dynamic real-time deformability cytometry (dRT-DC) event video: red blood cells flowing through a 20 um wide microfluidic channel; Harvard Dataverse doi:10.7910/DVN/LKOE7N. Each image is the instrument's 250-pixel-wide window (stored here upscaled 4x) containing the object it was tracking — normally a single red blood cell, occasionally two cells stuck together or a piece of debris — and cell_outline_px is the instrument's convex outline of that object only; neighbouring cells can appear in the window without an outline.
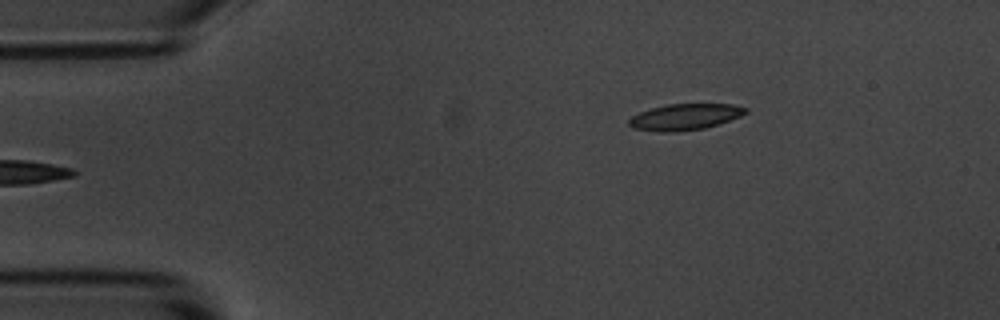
{"species": "common noctule bat (a hibernating species)", "species_latin": "Nyctalus noctula", "temperature_condition": "room temperature", "stored_images_in_passage": 4, "camera_frame_rate_fps": 3000, "um_per_image_px": 0.085, "animal": {"sex": "male", "body_mass_g": 20.1, "forearm_length_mm": 53.5}, "frame": {"image": 1, "passage_image": 4, "time_ms": 4.333, "image_size_px": [1000, 320], "cell_outline_px": [[748, 112], [740, 116], [704, 128], [668, 132], [664, 132], [632, 128], [628, 124], [628, 120], [632, 116], [640, 112], [652, 108], [668, 104], [732, 104], [748, 108]], "centroid_in_image_um": [58.2, 9.92], "position_along_channel_um": 26.8, "area_um2": 17.51}}